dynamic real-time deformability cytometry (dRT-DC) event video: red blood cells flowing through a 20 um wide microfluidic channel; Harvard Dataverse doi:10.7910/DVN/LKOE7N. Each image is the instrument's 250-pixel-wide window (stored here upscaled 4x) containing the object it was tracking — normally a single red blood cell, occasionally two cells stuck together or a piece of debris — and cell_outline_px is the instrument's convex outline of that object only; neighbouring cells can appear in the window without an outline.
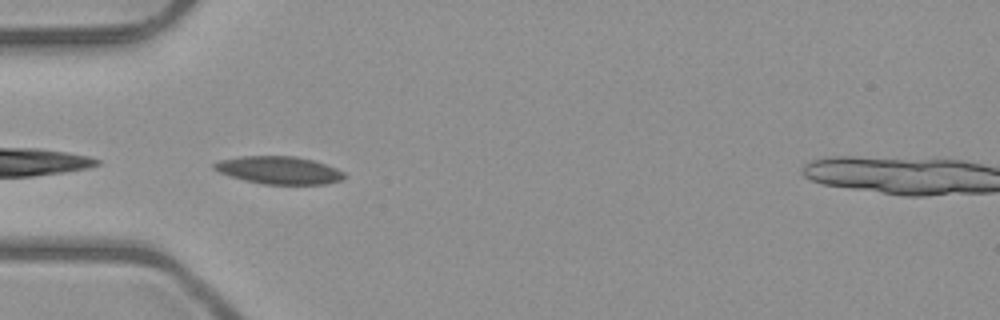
{"species": "common noctule bat (a hibernating species)", "species_latin": "Nyctalus noctula", "temperature_condition": "room temperature", "stored_images_in_passage": 30, "camera_frame_rate_fps": 3000, "um_per_image_px": 0.085, "animal": {"sex": "male", "body_mass_g": 23.1, "forearm_length_mm": 52.7}, "frame": {"image": 1, "passage_image": 1, "time_ms": 0.0, "image_size_px": [1000, 320], "cell_outline_px": [[348, 176], [340, 180], [324, 184], [264, 184], [244, 180], [220, 172], [212, 168], [212, 164], [220, 160], [240, 156], [296, 156], [312, 160], [336, 168], [344, 172]], "centroid_in_image_um": [23.72, 14.46], "position_along_channel_um": 61.3, "area_um2": 20.87}}
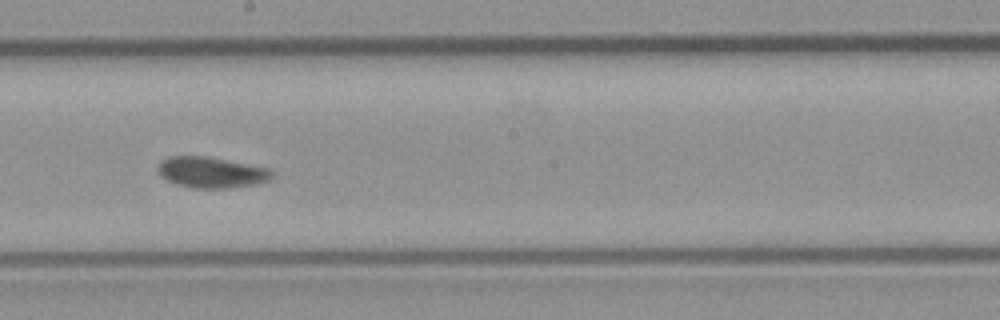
{"frame": {"image": 2, "passage_image": 14, "time_ms": 4.333, "image_size_px": [1000, 320], "cell_outline_px": [[276, 172], [268, 180], [256, 184], [232, 188], [192, 188], [176, 184], [160, 176], [156, 168], [168, 156], [208, 156], [268, 168]], "centroid_in_image_um": [17.97, 14.65], "position_along_channel_um": 230.2, "area_um2": 20.63}}
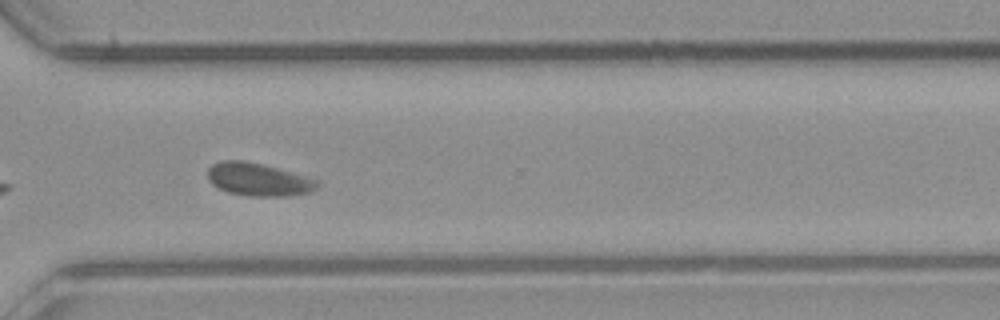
{"frame": {"image": 3, "passage_image": 23, "time_ms": 7.333, "image_size_px": [1000, 320], "cell_outline_px": [[320, 184], [316, 188], [308, 192], [288, 196], [252, 196], [228, 192], [212, 184], [208, 180], [208, 168], [212, 164], [220, 160], [244, 160], [276, 168], [316, 180]], "centroid_in_image_um": [21.9, 15.25], "position_along_channel_um": 348.7, "area_um2": 20.63}, "authors_computed_cell_mechanics": {"area_um2": 20.6346, "velocity_mm_per_s": 3.955, "shape_relaxation_time_tau1_ms": 3.2647, "shape_relaxation_time_tau2_ms": 1.2355, "deformation_change_tau1": 0.0833, "deformation_change_tau2": 0.0452}}